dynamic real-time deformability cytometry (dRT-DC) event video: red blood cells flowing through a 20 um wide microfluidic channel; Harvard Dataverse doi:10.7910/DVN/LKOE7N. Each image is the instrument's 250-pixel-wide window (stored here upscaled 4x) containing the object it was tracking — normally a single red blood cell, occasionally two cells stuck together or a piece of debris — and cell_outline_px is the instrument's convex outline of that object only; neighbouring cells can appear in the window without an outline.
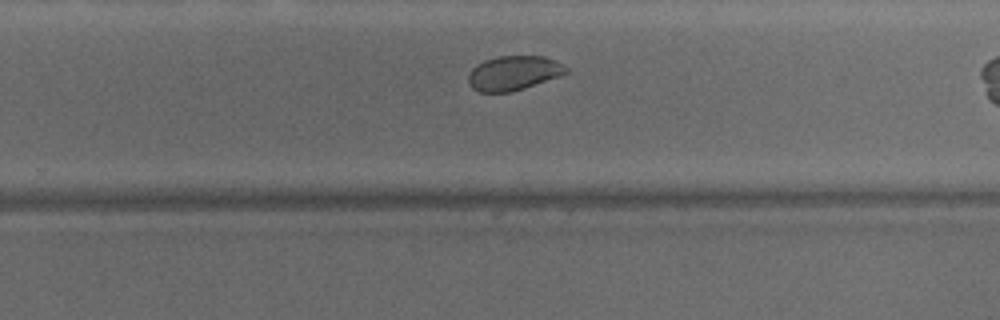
{"species": "common noctule bat (a hibernating species)", "species_latin": "Nyctalus noctula", "temperature_condition": "warm", "stored_images_in_passage": 27, "camera_frame_rate_fps": 3000, "um_per_image_px": 0.085, "animal": {"sex": "male", "body_mass_g": 15.6}, "frame": {"image": 1, "passage_image": 20, "time_ms": 6.333, "image_size_px": [1000, 320], "cell_outline_px": [[568, 72], [560, 76], [512, 92], [480, 92], [472, 88], [468, 84], [468, 72], [476, 64], [484, 60], [500, 56], [544, 56], [556, 60], [568, 68]], "centroid_in_image_um": [43.64, 6.21], "position_along_channel_um": 286.2, "area_um2": 19.77}}